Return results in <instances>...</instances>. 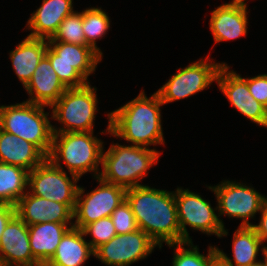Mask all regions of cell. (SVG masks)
<instances>
[{"mask_svg": "<svg viewBox=\"0 0 267 266\" xmlns=\"http://www.w3.org/2000/svg\"><path fill=\"white\" fill-rule=\"evenodd\" d=\"M125 199L135 216L138 228L145 232L161 249L181 243L175 192L140 185L126 189Z\"/></svg>", "mask_w": 267, "mask_h": 266, "instance_id": "6da1fadb", "label": "cell"}, {"mask_svg": "<svg viewBox=\"0 0 267 266\" xmlns=\"http://www.w3.org/2000/svg\"><path fill=\"white\" fill-rule=\"evenodd\" d=\"M162 105L157 92L148 98L141 90L137 97L107 114L108 127L105 131L135 146L149 148L165 144L161 125Z\"/></svg>", "mask_w": 267, "mask_h": 266, "instance_id": "7a4b0ae2", "label": "cell"}, {"mask_svg": "<svg viewBox=\"0 0 267 266\" xmlns=\"http://www.w3.org/2000/svg\"><path fill=\"white\" fill-rule=\"evenodd\" d=\"M160 154L155 148L113 143L102 152V170L98 178L125 189L143 185L139 181L157 164Z\"/></svg>", "mask_w": 267, "mask_h": 266, "instance_id": "3957f363", "label": "cell"}, {"mask_svg": "<svg viewBox=\"0 0 267 266\" xmlns=\"http://www.w3.org/2000/svg\"><path fill=\"white\" fill-rule=\"evenodd\" d=\"M94 132H53L52 146L47 158L62 169L61 161L69 174L79 178L87 172L100 174L99 165L104 150L103 141Z\"/></svg>", "mask_w": 267, "mask_h": 266, "instance_id": "277c9868", "label": "cell"}, {"mask_svg": "<svg viewBox=\"0 0 267 266\" xmlns=\"http://www.w3.org/2000/svg\"><path fill=\"white\" fill-rule=\"evenodd\" d=\"M47 106L28 101L12 105H0V129L36 145L46 156L49 155L53 129Z\"/></svg>", "mask_w": 267, "mask_h": 266, "instance_id": "5b68a950", "label": "cell"}, {"mask_svg": "<svg viewBox=\"0 0 267 266\" xmlns=\"http://www.w3.org/2000/svg\"><path fill=\"white\" fill-rule=\"evenodd\" d=\"M46 57L67 88L86 85L102 57L88 45L47 41Z\"/></svg>", "mask_w": 267, "mask_h": 266, "instance_id": "8992f818", "label": "cell"}, {"mask_svg": "<svg viewBox=\"0 0 267 266\" xmlns=\"http://www.w3.org/2000/svg\"><path fill=\"white\" fill-rule=\"evenodd\" d=\"M96 91L90 82L81 87L67 88L50 107L51 119L63 124L61 128L52 126L53 132H93L98 111Z\"/></svg>", "mask_w": 267, "mask_h": 266, "instance_id": "52a82bcc", "label": "cell"}, {"mask_svg": "<svg viewBox=\"0 0 267 266\" xmlns=\"http://www.w3.org/2000/svg\"><path fill=\"white\" fill-rule=\"evenodd\" d=\"M178 223L181 231V242H189L187 227L207 235H216L218 238L227 236L223 221L215 213L216 208L211 207L210 201L201 195L178 187L175 191Z\"/></svg>", "mask_w": 267, "mask_h": 266, "instance_id": "ba28073f", "label": "cell"}, {"mask_svg": "<svg viewBox=\"0 0 267 266\" xmlns=\"http://www.w3.org/2000/svg\"><path fill=\"white\" fill-rule=\"evenodd\" d=\"M79 179L74 174H71V178L68 177L63 168L60 169L46 158L29 172L28 192L41 198L67 204L74 211L79 188L76 184Z\"/></svg>", "mask_w": 267, "mask_h": 266, "instance_id": "9c48e42d", "label": "cell"}, {"mask_svg": "<svg viewBox=\"0 0 267 266\" xmlns=\"http://www.w3.org/2000/svg\"><path fill=\"white\" fill-rule=\"evenodd\" d=\"M211 60L208 55L205 59L200 58L197 62L178 69L177 73L156 91L163 104L188 98L215 82L219 68L224 63Z\"/></svg>", "mask_w": 267, "mask_h": 266, "instance_id": "30bf717a", "label": "cell"}, {"mask_svg": "<svg viewBox=\"0 0 267 266\" xmlns=\"http://www.w3.org/2000/svg\"><path fill=\"white\" fill-rule=\"evenodd\" d=\"M236 181L223 180L216 186H208L217 200L218 217L227 215L229 218L242 220L240 226H253L248 219L255 218L261 212L267 196L254 190L252 186Z\"/></svg>", "mask_w": 267, "mask_h": 266, "instance_id": "8fae6325", "label": "cell"}, {"mask_svg": "<svg viewBox=\"0 0 267 266\" xmlns=\"http://www.w3.org/2000/svg\"><path fill=\"white\" fill-rule=\"evenodd\" d=\"M99 183L96 189L84 194V187L78 188L76 205L73 211V226L83 229L99 219L110 217L112 212L125 200L126 189L95 178Z\"/></svg>", "mask_w": 267, "mask_h": 266, "instance_id": "7c38bea8", "label": "cell"}, {"mask_svg": "<svg viewBox=\"0 0 267 266\" xmlns=\"http://www.w3.org/2000/svg\"><path fill=\"white\" fill-rule=\"evenodd\" d=\"M158 245L142 230L115 235L94 250L96 257L108 266H129L147 258Z\"/></svg>", "mask_w": 267, "mask_h": 266, "instance_id": "4fadbf2b", "label": "cell"}, {"mask_svg": "<svg viewBox=\"0 0 267 266\" xmlns=\"http://www.w3.org/2000/svg\"><path fill=\"white\" fill-rule=\"evenodd\" d=\"M223 63L216 77L220 91L239 113L257 125L265 127L267 108L251 95L247 81L236 71H230V67L225 62Z\"/></svg>", "mask_w": 267, "mask_h": 266, "instance_id": "5bb4252c", "label": "cell"}, {"mask_svg": "<svg viewBox=\"0 0 267 266\" xmlns=\"http://www.w3.org/2000/svg\"><path fill=\"white\" fill-rule=\"evenodd\" d=\"M0 266H42L32 255L28 225L15 215L0 239Z\"/></svg>", "mask_w": 267, "mask_h": 266, "instance_id": "9a60e30c", "label": "cell"}, {"mask_svg": "<svg viewBox=\"0 0 267 266\" xmlns=\"http://www.w3.org/2000/svg\"><path fill=\"white\" fill-rule=\"evenodd\" d=\"M15 209L16 215L28 226L44 222L73 225V210L67 204L41 198L28 191L18 200Z\"/></svg>", "mask_w": 267, "mask_h": 266, "instance_id": "2e32d148", "label": "cell"}, {"mask_svg": "<svg viewBox=\"0 0 267 266\" xmlns=\"http://www.w3.org/2000/svg\"><path fill=\"white\" fill-rule=\"evenodd\" d=\"M245 0H232L211 12L209 27L214 42L235 40L247 35L248 17Z\"/></svg>", "mask_w": 267, "mask_h": 266, "instance_id": "e0dca14e", "label": "cell"}, {"mask_svg": "<svg viewBox=\"0 0 267 266\" xmlns=\"http://www.w3.org/2000/svg\"><path fill=\"white\" fill-rule=\"evenodd\" d=\"M24 88L30 96L26 101L47 107H51L67 89L46 56L42 58Z\"/></svg>", "mask_w": 267, "mask_h": 266, "instance_id": "ac0fdd59", "label": "cell"}, {"mask_svg": "<svg viewBox=\"0 0 267 266\" xmlns=\"http://www.w3.org/2000/svg\"><path fill=\"white\" fill-rule=\"evenodd\" d=\"M73 0H42L41 6L27 21L28 35L34 38L50 39L61 22L74 12Z\"/></svg>", "mask_w": 267, "mask_h": 266, "instance_id": "d6986e66", "label": "cell"}, {"mask_svg": "<svg viewBox=\"0 0 267 266\" xmlns=\"http://www.w3.org/2000/svg\"><path fill=\"white\" fill-rule=\"evenodd\" d=\"M232 246L233 258L228 257L223 250L216 247L218 259L226 266H252L261 262L257 260L260 246L262 255L267 256V246L263 245L252 226H238L233 234Z\"/></svg>", "mask_w": 267, "mask_h": 266, "instance_id": "ffe728a7", "label": "cell"}, {"mask_svg": "<svg viewBox=\"0 0 267 266\" xmlns=\"http://www.w3.org/2000/svg\"><path fill=\"white\" fill-rule=\"evenodd\" d=\"M47 156L33 143L0 129V162L32 171Z\"/></svg>", "mask_w": 267, "mask_h": 266, "instance_id": "44dd1931", "label": "cell"}, {"mask_svg": "<svg viewBox=\"0 0 267 266\" xmlns=\"http://www.w3.org/2000/svg\"><path fill=\"white\" fill-rule=\"evenodd\" d=\"M90 256H94V249L82 230L73 226L62 236L55 254L44 266H83Z\"/></svg>", "mask_w": 267, "mask_h": 266, "instance_id": "7402d4cb", "label": "cell"}, {"mask_svg": "<svg viewBox=\"0 0 267 266\" xmlns=\"http://www.w3.org/2000/svg\"><path fill=\"white\" fill-rule=\"evenodd\" d=\"M71 227L73 225L55 222L36 223L28 226L32 255L42 266L55 254L62 236Z\"/></svg>", "mask_w": 267, "mask_h": 266, "instance_id": "603a6c76", "label": "cell"}, {"mask_svg": "<svg viewBox=\"0 0 267 266\" xmlns=\"http://www.w3.org/2000/svg\"><path fill=\"white\" fill-rule=\"evenodd\" d=\"M47 40L27 36L14 50L10 51V59L16 76L25 87L46 55Z\"/></svg>", "mask_w": 267, "mask_h": 266, "instance_id": "cb8c5ba5", "label": "cell"}, {"mask_svg": "<svg viewBox=\"0 0 267 266\" xmlns=\"http://www.w3.org/2000/svg\"><path fill=\"white\" fill-rule=\"evenodd\" d=\"M28 175L21 167L0 162V203L15 206L27 192Z\"/></svg>", "mask_w": 267, "mask_h": 266, "instance_id": "d4e9b609", "label": "cell"}, {"mask_svg": "<svg viewBox=\"0 0 267 266\" xmlns=\"http://www.w3.org/2000/svg\"><path fill=\"white\" fill-rule=\"evenodd\" d=\"M83 31L86 45L90 46L101 57L103 53L96 45V40L101 39L110 28V18L101 7H89L82 11Z\"/></svg>", "mask_w": 267, "mask_h": 266, "instance_id": "484cf974", "label": "cell"}, {"mask_svg": "<svg viewBox=\"0 0 267 266\" xmlns=\"http://www.w3.org/2000/svg\"><path fill=\"white\" fill-rule=\"evenodd\" d=\"M168 246L174 248L175 251L172 266H213L218 260L215 246H209L206 256L199 252V248L197 245L194 246L192 241L169 244Z\"/></svg>", "mask_w": 267, "mask_h": 266, "instance_id": "4316f807", "label": "cell"}, {"mask_svg": "<svg viewBox=\"0 0 267 266\" xmlns=\"http://www.w3.org/2000/svg\"><path fill=\"white\" fill-rule=\"evenodd\" d=\"M82 27V12L74 11L61 22L56 33L47 41L86 45V38Z\"/></svg>", "mask_w": 267, "mask_h": 266, "instance_id": "83f0119b", "label": "cell"}, {"mask_svg": "<svg viewBox=\"0 0 267 266\" xmlns=\"http://www.w3.org/2000/svg\"><path fill=\"white\" fill-rule=\"evenodd\" d=\"M82 232L84 236L91 235L92 239L88 241L95 250L101 244L109 242L116 234L113 222L110 217L99 219L86 225Z\"/></svg>", "mask_w": 267, "mask_h": 266, "instance_id": "f1b7e54d", "label": "cell"}, {"mask_svg": "<svg viewBox=\"0 0 267 266\" xmlns=\"http://www.w3.org/2000/svg\"><path fill=\"white\" fill-rule=\"evenodd\" d=\"M110 218L117 235L131 233L139 229L132 209L126 199L112 212Z\"/></svg>", "mask_w": 267, "mask_h": 266, "instance_id": "f546056e", "label": "cell"}, {"mask_svg": "<svg viewBox=\"0 0 267 266\" xmlns=\"http://www.w3.org/2000/svg\"><path fill=\"white\" fill-rule=\"evenodd\" d=\"M244 79L247 81L249 92L254 99L267 108V74Z\"/></svg>", "mask_w": 267, "mask_h": 266, "instance_id": "4dcf8cb0", "label": "cell"}, {"mask_svg": "<svg viewBox=\"0 0 267 266\" xmlns=\"http://www.w3.org/2000/svg\"><path fill=\"white\" fill-rule=\"evenodd\" d=\"M16 215V209L14 205L7 203H0V239L6 225Z\"/></svg>", "mask_w": 267, "mask_h": 266, "instance_id": "1f68e13d", "label": "cell"}, {"mask_svg": "<svg viewBox=\"0 0 267 266\" xmlns=\"http://www.w3.org/2000/svg\"><path fill=\"white\" fill-rule=\"evenodd\" d=\"M259 224H253L256 234L264 244L267 241V201L263 204L260 212Z\"/></svg>", "mask_w": 267, "mask_h": 266, "instance_id": "d6a6232c", "label": "cell"}, {"mask_svg": "<svg viewBox=\"0 0 267 266\" xmlns=\"http://www.w3.org/2000/svg\"><path fill=\"white\" fill-rule=\"evenodd\" d=\"M264 261L262 260L261 262L255 264V265H252V266H267V256L263 258Z\"/></svg>", "mask_w": 267, "mask_h": 266, "instance_id": "836d02e7", "label": "cell"}, {"mask_svg": "<svg viewBox=\"0 0 267 266\" xmlns=\"http://www.w3.org/2000/svg\"><path fill=\"white\" fill-rule=\"evenodd\" d=\"M213 266H226L219 259L213 264Z\"/></svg>", "mask_w": 267, "mask_h": 266, "instance_id": "e575fe53", "label": "cell"}]
</instances>
